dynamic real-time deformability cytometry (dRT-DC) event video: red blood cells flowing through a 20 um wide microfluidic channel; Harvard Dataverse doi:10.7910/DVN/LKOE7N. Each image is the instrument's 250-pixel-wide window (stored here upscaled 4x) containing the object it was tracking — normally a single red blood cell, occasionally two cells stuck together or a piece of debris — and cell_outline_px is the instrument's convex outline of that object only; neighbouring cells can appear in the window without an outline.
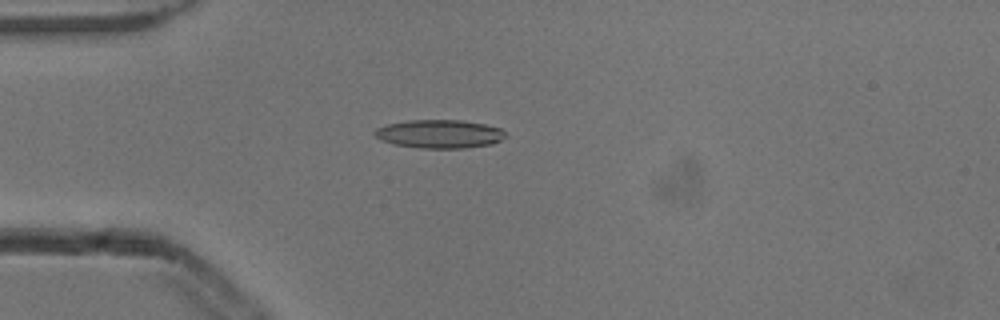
{"species": "common noctule bat (a hibernating species)", "species_latin": "Nyctalus noctula", "temperature_condition": "cold", "stored_images_in_passage": 1, "camera_frame_rate_fps": 3000, "um_per_image_px": 0.085, "animal": {"sex": "male", "body_mass_g": 13.3}, "frame": {"image": 1, "passage_image": 1, "time_ms": 0.0, "image_size_px": [1000, 320], "cell_outline_px": [[508, 136], [492, 144], [464, 148], [420, 148], [396, 144], [380, 140], [372, 132], [376, 128], [388, 124], [408, 120], [460, 120], [484, 124], [500, 128]], "centroid_in_image_um": [37.36, 11.38], "position_along_channel_um": 47.6, "area_um2": 21.62}}